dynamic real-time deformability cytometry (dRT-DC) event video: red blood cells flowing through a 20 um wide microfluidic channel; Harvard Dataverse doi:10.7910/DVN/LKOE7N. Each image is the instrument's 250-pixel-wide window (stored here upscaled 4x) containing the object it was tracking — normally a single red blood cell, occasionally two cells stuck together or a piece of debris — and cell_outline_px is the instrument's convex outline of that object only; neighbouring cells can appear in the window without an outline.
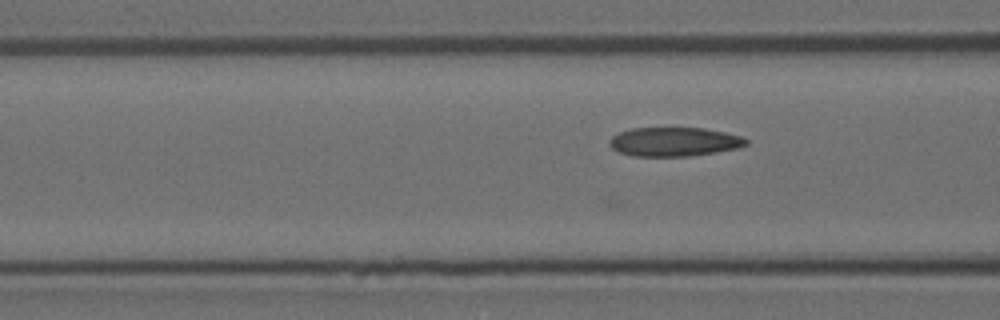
{"species": "Egyptian fruit bat (a non-hibernating species)", "species_latin": "Rousettus aegyptiacus", "temperature_condition": "room temperature", "stored_images_in_passage": 26, "camera_frame_rate_fps": 3000, "um_per_image_px": 0.085, "animal": {"sex": "female"}, "frame": {"image": 1, "passage_image": 7, "time_ms": 2.0, "image_size_px": [1000, 320], "cell_outline_px": [[748, 144], [740, 148], [716, 152], [688, 156], [632, 156], [620, 152], [612, 148], [608, 144], [608, 140], [612, 136], [620, 132], [632, 128], [704, 128], [724, 132], [740, 136], [748, 140]], "centroid_in_image_um": [57.3, 12.05], "position_along_channel_um": 109.3, "area_um2": 23.12}}
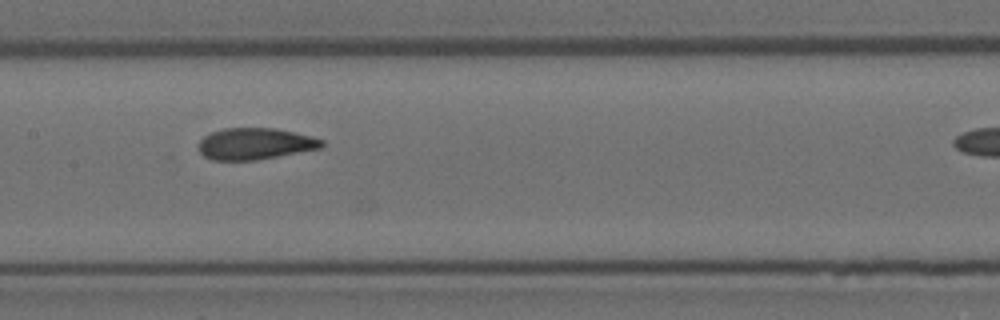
{"frame": {"image": 2, "passage_image": 13, "time_ms": 4.0, "image_size_px": [1000, 320], "cell_outline_px": [[324, 144], [320, 148], [256, 160], [212, 160], [204, 156], [200, 152], [200, 140], [204, 136], [212, 132], [224, 128], [276, 128], [312, 136], [324, 140]], "centroid_in_image_um": [21.69, 12.21], "position_along_channel_um": 185.7, "area_um2": 22.48}}
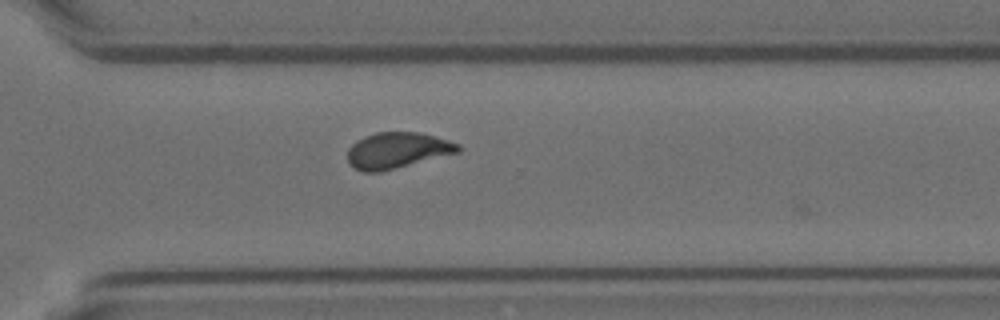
{"frame": {"image": 3, "passage_image": 25, "time_ms": 8.0, "image_size_px": [1000, 320], "cell_outline_px": [[460, 152], [380, 172], [364, 172], [348, 164], [348, 148], [356, 140], [364, 136], [376, 132], [420, 132], [436, 136], [460, 144]], "centroid_in_image_um": [33.76, 12.77], "position_along_channel_um": 336.8, "area_um2": 23.29}}